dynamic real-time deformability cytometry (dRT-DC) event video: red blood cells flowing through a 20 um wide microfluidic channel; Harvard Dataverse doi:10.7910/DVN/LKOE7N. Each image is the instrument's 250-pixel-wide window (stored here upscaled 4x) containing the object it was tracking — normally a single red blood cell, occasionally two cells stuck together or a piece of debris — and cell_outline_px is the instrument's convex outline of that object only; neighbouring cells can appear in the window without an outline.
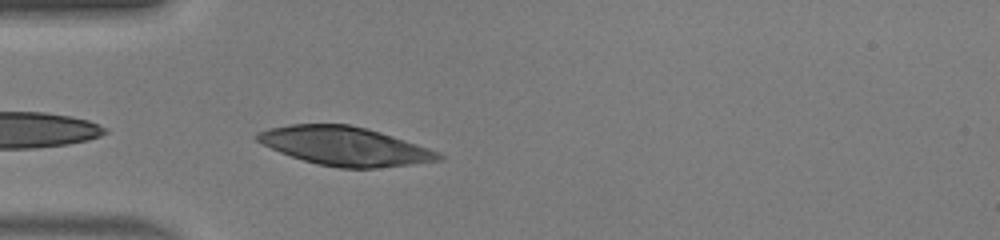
{"species": "human", "species_latin": "Homo sapiens", "temperature_condition": "warm", "stored_images_in_passage": 24, "camera_frame_rate_fps": 3000, "um_per_image_px": 0.085, "donor": {"sex": "male"}, "frame": {"image": 1, "passage_image": 2, "time_ms": 0.333, "image_size_px": [1000, 240], "cell_outline_px": [[444, 156], [440, 160], [376, 168], [340, 168], [316, 164], [280, 152], [256, 140], [252, 136], [256, 132], [268, 128], [288, 124], [348, 124], [368, 128], [440, 152]], "centroid_in_image_um": [29.26, 12.41], "position_along_channel_um": 55.7, "area_um2": 40.69}}
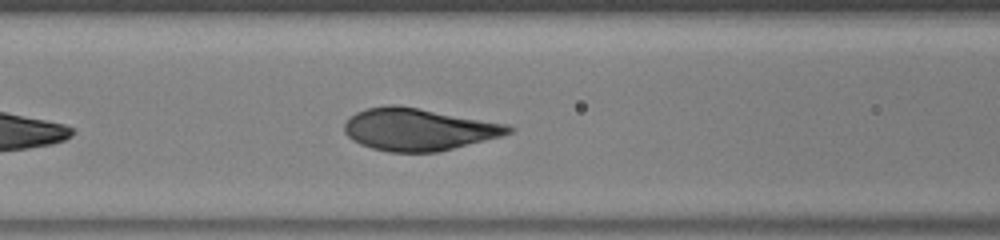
{"frame": {"image": 2, "passage_image": 8, "time_ms": 2.333, "image_size_px": [1000, 240], "cell_outline_px": [[516, 128], [512, 132], [500, 136], [436, 152], [388, 152], [372, 148], [360, 144], [352, 140], [344, 132], [344, 124], [356, 112], [368, 108], [388, 104], [396, 104], [508, 124]], "centroid_in_image_um": [35.55, 10.99], "position_along_channel_um": 131.0, "area_um2": 40.11}}
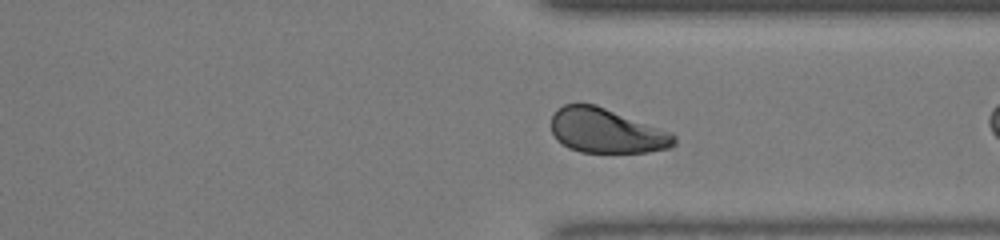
{"frame": {"image": 3, "passage_image": 22, "time_ms": 7.0, "image_size_px": [1000, 240], "cell_outline_px": [[676, 144], [668, 148], [648, 152], [580, 152], [568, 148], [556, 140], [552, 132], [552, 112], [556, 108], [564, 104], [596, 104], [672, 132], [676, 136]], "centroid_in_image_um": [51.53, 11.11], "position_along_channel_um": 359.9, "area_um2": 32.19}}